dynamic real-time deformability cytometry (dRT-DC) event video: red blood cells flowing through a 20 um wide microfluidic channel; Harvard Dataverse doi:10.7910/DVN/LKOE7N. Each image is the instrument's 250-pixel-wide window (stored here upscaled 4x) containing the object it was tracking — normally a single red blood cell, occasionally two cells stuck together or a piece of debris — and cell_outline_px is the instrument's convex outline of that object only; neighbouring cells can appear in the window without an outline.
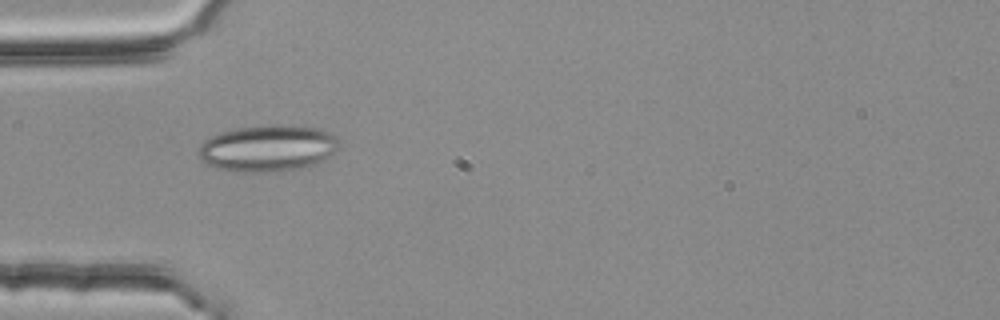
{"species": "common noctule bat (a hibernating species)", "species_latin": "Nyctalus noctula", "temperature_condition": "room temperature", "stored_images_in_passage": 2, "camera_frame_rate_fps": 3000, "um_per_image_px": 0.085, "animal": {"sex": "female", "body_mass_g": 25.1}, "frame": {"image": 1, "passage_image": 2, "time_ms": 0.333, "image_size_px": [1000, 320], "cell_outline_px": [[340, 140], [336, 148], [328, 156], [312, 164], [296, 168], [264, 172], [244, 172], [216, 168], [208, 164], [200, 156], [200, 144], [204, 140], [212, 136], [224, 132], [240, 128], [276, 124], [292, 124], [320, 128], [336, 136]], "centroid_in_image_um": [22.78, 12.57], "position_along_channel_um": 62.2, "area_um2": 37.45}}